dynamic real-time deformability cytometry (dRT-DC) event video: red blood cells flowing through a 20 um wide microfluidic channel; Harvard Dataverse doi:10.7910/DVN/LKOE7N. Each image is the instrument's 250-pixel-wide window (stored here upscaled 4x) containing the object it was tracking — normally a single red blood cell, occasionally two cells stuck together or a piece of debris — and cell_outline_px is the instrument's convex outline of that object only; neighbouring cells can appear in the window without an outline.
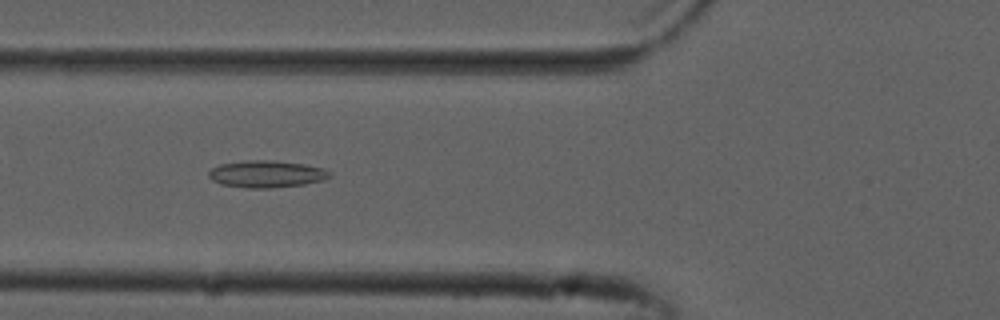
{"species": "common noctule bat (a hibernating species)", "species_latin": "Nyctalus noctula", "temperature_condition": "cold", "stored_images_in_passage": 36, "camera_frame_rate_fps": 3000, "um_per_image_px": 0.085, "animal": {"sex": "male", "forearm_length_mm": 52.5}, "frame": {"image": 1, "passage_image": 3, "time_ms": 0.667, "image_size_px": [1000, 320], "cell_outline_px": [[332, 176], [324, 180], [304, 184], [272, 188], [248, 188], [220, 184], [212, 180], [208, 176], [208, 172], [212, 168], [220, 164], [244, 160], [272, 160], [304, 164], [324, 168], [332, 172]], "centroid_in_image_um": [22.67, 14.79], "position_along_channel_um": 103.1, "area_um2": 19.25}}
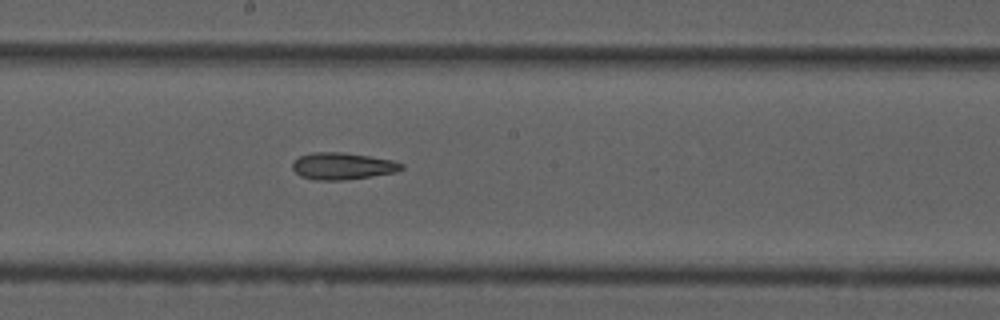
{"frame": {"image": 2, "passage_image": 12, "time_ms": 3.667, "image_size_px": [1000, 320], "cell_outline_px": [[404, 168], [396, 172], [372, 176], [340, 180], [316, 180], [300, 176], [292, 168], [292, 164], [300, 156], [312, 152], [344, 152], [392, 160], [404, 164]], "centroid_in_image_um": [29.12, 14.11], "position_along_channel_um": 219.1, "area_um2": 16.99}}
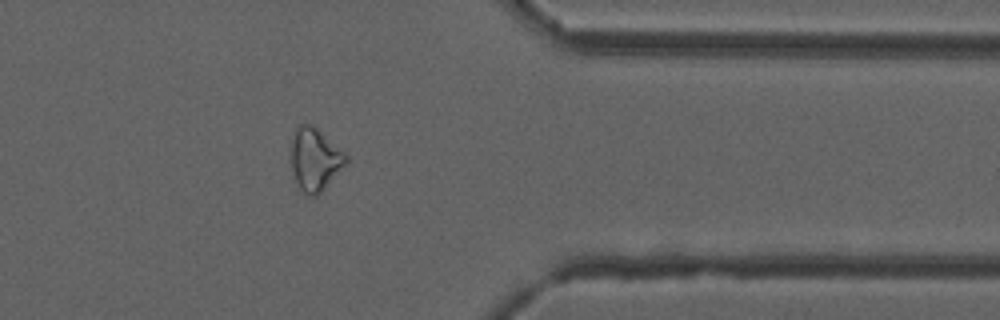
{"frame": {"image": 3, "passage_image": 26, "time_ms": 8.333, "image_size_px": [1000, 320], "cell_outline_px": [[348, 164], [316, 196], [308, 196], [300, 188], [296, 180], [288, 160], [292, 140], [296, 124], [312, 124], [344, 152], [348, 156]], "centroid_in_image_um": [26.75, 13.53], "position_along_channel_um": 384.7, "area_um2": 20.35}}